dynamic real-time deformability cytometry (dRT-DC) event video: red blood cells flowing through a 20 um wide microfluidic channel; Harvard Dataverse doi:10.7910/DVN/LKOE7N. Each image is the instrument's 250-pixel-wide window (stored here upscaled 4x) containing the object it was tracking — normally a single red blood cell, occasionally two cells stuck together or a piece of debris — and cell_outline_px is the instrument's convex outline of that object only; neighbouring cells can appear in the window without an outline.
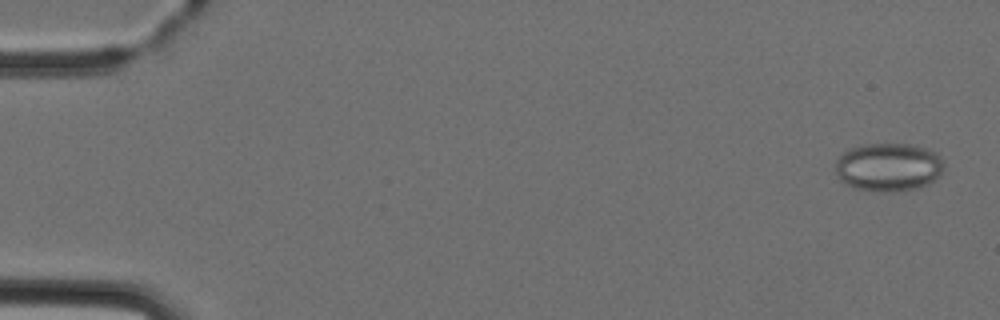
{"species": "Egyptian fruit bat (a non-hibernating species)", "species_latin": "Rousettus aegyptiacus", "temperature_condition": "cold", "stored_images_in_passage": 5, "camera_frame_rate_fps": 3000, "um_per_image_px": 0.085, "animal": {"sex": "female"}, "frame": {"image": 1, "passage_image": 1, "time_ms": 0.0, "image_size_px": [1000, 320], "cell_outline_px": [[944, 164], [940, 172], [928, 184], [920, 188], [896, 192], [880, 192], [852, 188], [844, 184], [840, 180], [836, 172], [836, 160], [848, 148], [868, 144], [912, 144], [936, 152], [944, 160]], "centroid_in_image_um": [75.5, 14.22], "position_along_channel_um": 9.5, "area_um2": 30.81}}